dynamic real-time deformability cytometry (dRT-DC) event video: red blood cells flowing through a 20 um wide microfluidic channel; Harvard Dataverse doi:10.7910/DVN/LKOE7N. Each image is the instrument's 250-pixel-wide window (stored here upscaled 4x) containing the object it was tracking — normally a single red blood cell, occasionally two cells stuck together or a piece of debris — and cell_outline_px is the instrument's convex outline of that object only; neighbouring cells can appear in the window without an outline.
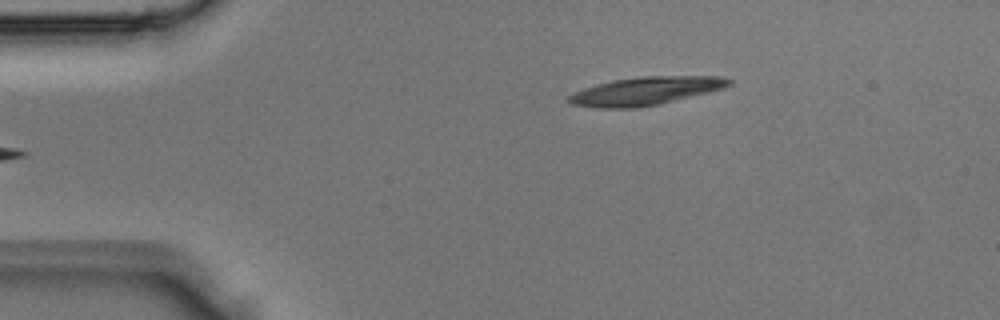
{"species": "Egyptian fruit bat (a non-hibernating species)", "species_latin": "Rousettus aegyptiacus", "temperature_condition": "room temperature", "stored_images_in_passage": 4, "camera_frame_rate_fps": 3000, "um_per_image_px": 0.085, "animal": {"sex": "male"}, "frame": {"image": 1, "passage_image": 4, "time_ms": 1.0, "image_size_px": [1000, 320], "cell_outline_px": [[732, 84], [724, 88], [660, 104], [636, 108], [596, 108], [572, 104], [564, 100], [568, 96], [584, 88], [596, 84], [612, 80], [640, 76], [720, 76], [732, 80]], "centroid_in_image_um": [54.85, 7.73], "position_along_channel_um": 30.1, "area_um2": 26.36}}